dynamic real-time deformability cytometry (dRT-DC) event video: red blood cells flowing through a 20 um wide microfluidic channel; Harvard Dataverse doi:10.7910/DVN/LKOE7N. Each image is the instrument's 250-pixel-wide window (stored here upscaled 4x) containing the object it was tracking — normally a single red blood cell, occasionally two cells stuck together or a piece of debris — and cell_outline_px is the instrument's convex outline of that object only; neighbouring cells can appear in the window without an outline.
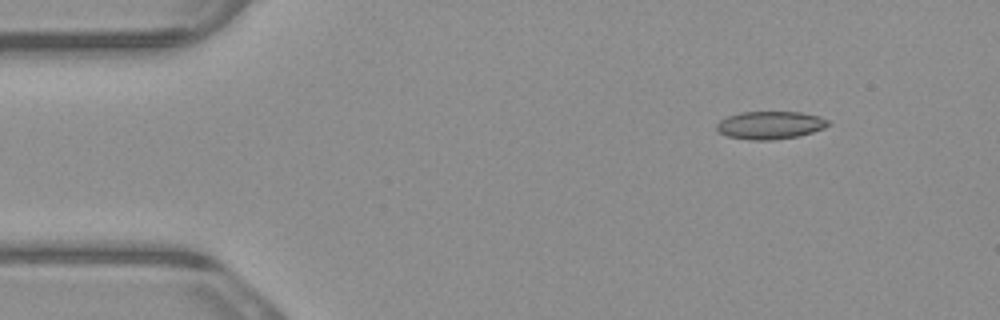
{"species": "common noctule bat (a hibernating species)", "species_latin": "Nyctalus noctula", "temperature_condition": "warm", "stored_images_in_passage": 5, "camera_frame_rate_fps": 3000, "um_per_image_px": 0.085, "animal": {"sex": "male", "body_mass_g": 23.1, "forearm_length_mm": 52.7}, "frame": {"image": 1, "passage_image": 1, "time_ms": 0.0, "image_size_px": [1000, 320], "cell_outline_px": [[832, 124], [824, 128], [812, 132], [796, 136], [772, 140], [752, 140], [728, 136], [720, 132], [716, 128], [716, 124], [720, 120], [728, 116], [740, 112], [800, 112], [820, 116], [828, 120]], "centroid_in_image_um": [65.48, 10.63], "position_along_channel_um": 19.5, "area_um2": 18.03}}
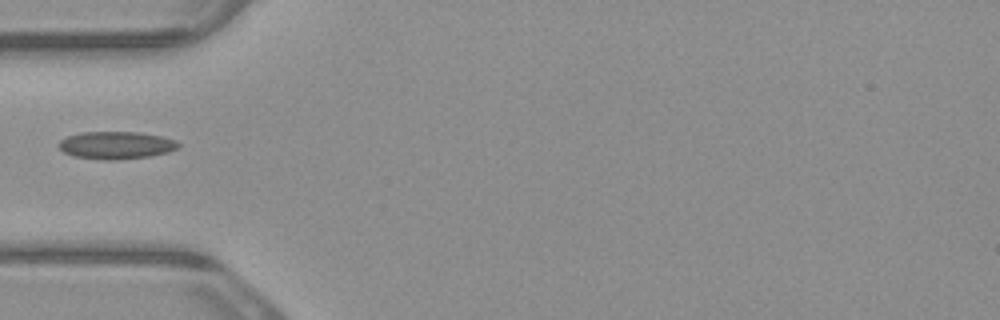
{"frame": {"image": 2, "passage_image": 4, "time_ms": 1.0, "image_size_px": [1000, 320], "cell_outline_px": [[180, 144], [176, 148], [168, 152], [148, 156], [120, 160], [104, 160], [72, 156], [64, 152], [56, 144], [60, 140], [68, 136], [80, 132], [140, 132], [160, 136], [176, 140]], "centroid_in_image_um": [9.84, 12.34], "position_along_channel_um": 75.2, "area_um2": 19.25}}
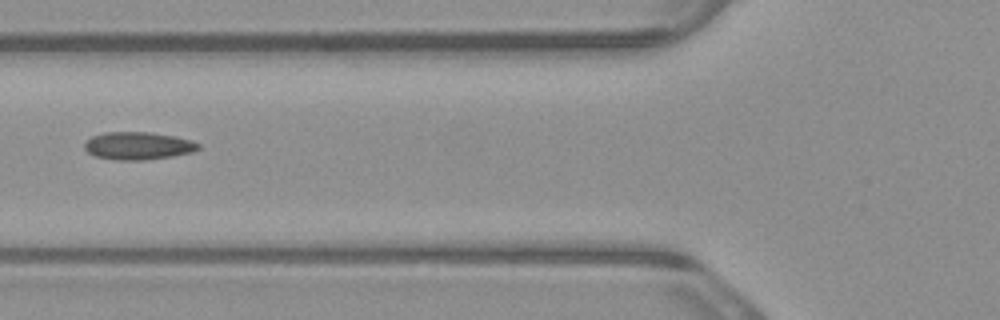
{"frame": {"image": 3, "passage_image": 5, "time_ms": 1.333, "image_size_px": [1000, 320], "cell_outline_px": [[200, 148], [192, 152], [172, 156], [144, 160], [116, 160], [96, 156], [88, 152], [84, 148], [84, 144], [92, 136], [104, 132], [152, 132], [176, 136], [192, 140], [200, 144]], "centroid_in_image_um": [11.76, 12.38], "position_along_channel_um": 114.0, "area_um2": 18.44}}